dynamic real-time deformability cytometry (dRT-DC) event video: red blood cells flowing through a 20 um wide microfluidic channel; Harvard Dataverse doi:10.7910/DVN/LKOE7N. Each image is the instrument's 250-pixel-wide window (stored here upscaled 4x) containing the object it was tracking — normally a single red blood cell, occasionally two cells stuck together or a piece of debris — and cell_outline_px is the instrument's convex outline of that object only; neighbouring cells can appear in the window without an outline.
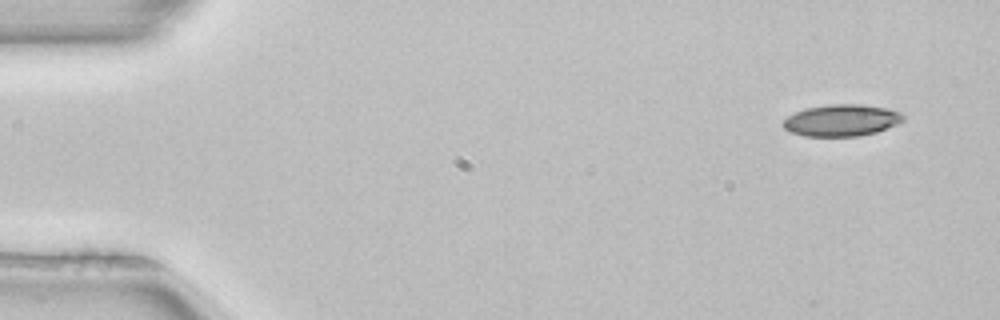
{"species": "common noctule bat (a hibernating species)", "species_latin": "Nyctalus noctula", "temperature_condition": "room temperature", "stored_images_in_passage": 3, "camera_frame_rate_fps": 3000, "um_per_image_px": 0.085, "animal": {"sex": "female", "body_mass_g": 22.7, "forearm_length_mm": 54.2}, "frame": {"image": 1, "passage_image": 1, "time_ms": 0.0, "image_size_px": [1000, 320], "cell_outline_px": [[904, 120], [896, 124], [876, 132], [860, 136], [804, 136], [788, 132], [780, 124], [788, 116], [804, 108], [828, 104], [860, 104], [888, 108], [900, 112], [904, 116]], "centroid_in_image_um": [71.5, 10.22], "position_along_channel_um": 13.5, "area_um2": 22.37}}
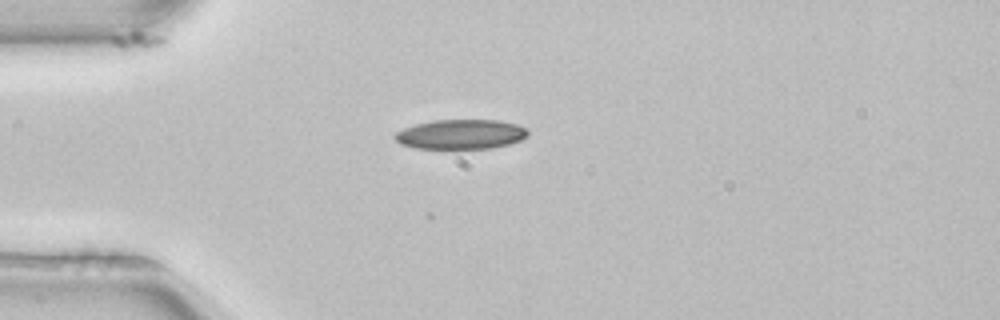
{"frame": {"image": 2, "passage_image": 3, "time_ms": 0.667, "image_size_px": [1000, 320], "cell_outline_px": [[528, 136], [520, 140], [508, 144], [492, 148], [416, 148], [400, 144], [392, 136], [396, 132], [404, 128], [416, 124], [436, 120], [496, 120], [516, 124], [524, 128], [528, 132]], "centroid_in_image_um": [39.14, 11.41], "position_along_channel_um": 45.9, "area_um2": 22.77}}